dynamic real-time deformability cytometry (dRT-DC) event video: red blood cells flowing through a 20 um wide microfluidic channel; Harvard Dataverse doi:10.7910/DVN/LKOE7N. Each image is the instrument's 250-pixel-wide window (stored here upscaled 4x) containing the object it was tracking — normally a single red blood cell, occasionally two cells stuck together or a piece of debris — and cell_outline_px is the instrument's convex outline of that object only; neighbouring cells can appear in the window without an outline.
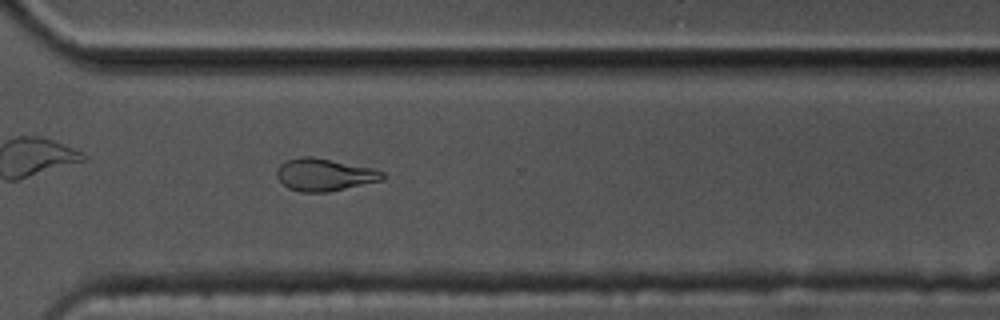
{"species": "common noctule bat (a hibernating species)", "species_latin": "Nyctalus noctula", "temperature_condition": "cold", "stored_images_in_passage": 56, "camera_frame_rate_fps": 3000, "um_per_image_px": 0.085, "animal": {"sex": "male", "body_mass_g": 17.5, "forearm_length_mm": 52.3}, "frame": {"image": 1, "passage_image": 40, "time_ms": 13.0, "image_size_px": [1000, 320], "cell_outline_px": [[384, 180], [328, 192], [300, 192], [288, 188], [276, 176], [276, 168], [280, 164], [288, 160], [300, 156], [312, 156], [376, 168], [384, 172]], "centroid_in_image_um": [27.6, 14.84], "position_along_channel_um": 343.0, "area_um2": 20.23}}
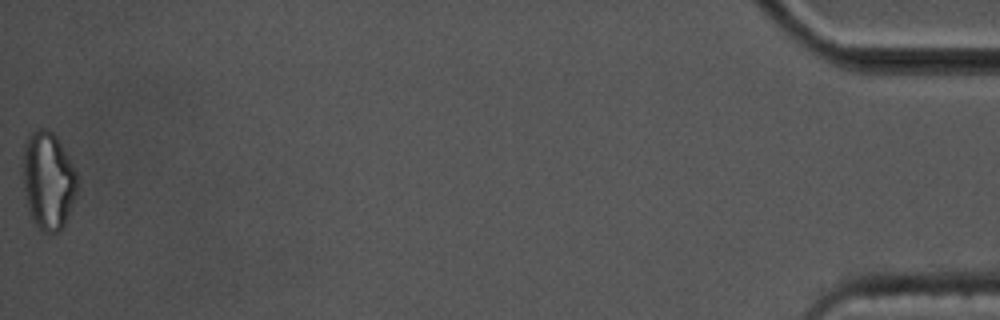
{"frame": {"image": 2, "passage_image": 56, "time_ms": 18.333, "image_size_px": [1000, 320], "cell_outline_px": [[76, 196], [64, 224], [56, 232], [44, 232], [32, 220], [28, 208], [24, 188], [24, 144], [28, 132], [36, 128], [48, 128], [56, 136], [68, 156], [76, 172]], "centroid_in_image_um": [4.08, 15.3], "position_along_channel_um": 431.1, "area_um2": 30.63}, "authors_computed_cell_mechanics": {"area_um2": 19.8832, "velocity_mm_per_s": 3.4938, "shape_relaxation_time_tau1_ms": 4.5268, "shape_relaxation_time_tau2_ms": 3.9904, "deformation_change_tau1": 0.1585, "deformation_change_tau2": 0.1032}}